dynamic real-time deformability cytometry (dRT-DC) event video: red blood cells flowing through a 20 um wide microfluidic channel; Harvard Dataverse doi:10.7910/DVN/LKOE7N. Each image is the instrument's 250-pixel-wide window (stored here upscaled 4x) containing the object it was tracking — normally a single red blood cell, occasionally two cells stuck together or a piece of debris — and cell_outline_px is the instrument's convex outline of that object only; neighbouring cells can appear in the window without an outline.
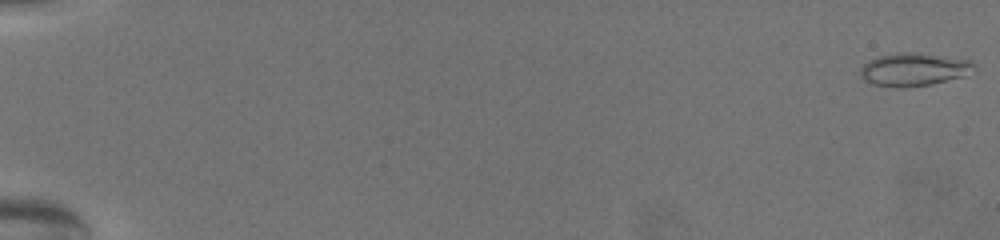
{"species": "common noctule bat (a hibernating species)", "species_latin": "Nyctalus noctula", "temperature_condition": "warm", "stored_images_in_passage": 70, "camera_frame_rate_fps": 3000, "um_per_image_px": 0.085, "animal": {"sex": "female", "body_mass_g": 19.5, "forearm_length_mm": 54.1}, "frame": {"image": 1, "passage_image": 1, "time_ms": 0.0, "image_size_px": [1000, 240], "cell_outline_px": [[976, 72], [964, 76], [932, 84], [904, 88], [900, 88], [872, 84], [864, 80], [860, 76], [860, 68], [868, 60], [880, 56], [900, 52], [916, 52], [972, 60], [976, 64]], "centroid_in_image_um": [77.72, 5.91], "position_along_channel_um": 7.3, "area_um2": 22.25}}
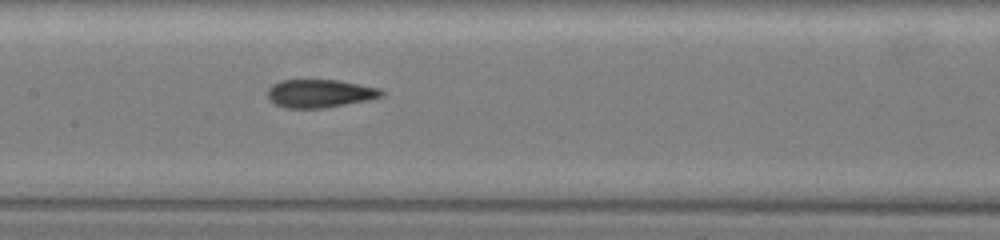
{"frame": {"image": 2, "passage_image": 38, "time_ms": 12.333, "image_size_px": [1000, 240], "cell_outline_px": [[384, 96], [368, 100], [324, 108], [284, 108], [268, 100], [268, 88], [272, 84], [280, 80], [336, 80], [380, 88], [384, 92]], "centroid_in_image_um": [27.17, 7.95], "position_along_channel_um": 180.2, "area_um2": 18.73}}
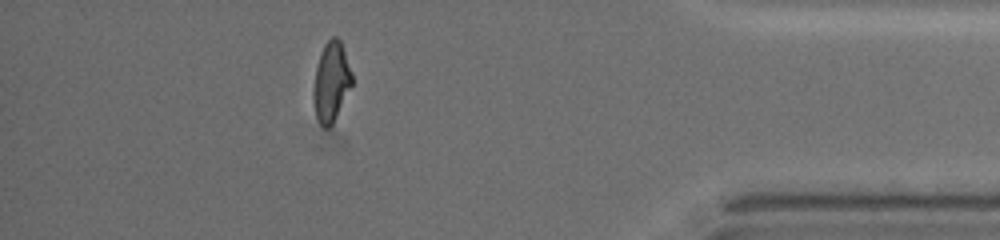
{"frame": {"image": 3, "passage_image": 63, "time_ms": 20.667, "image_size_px": [1000, 240], "cell_outline_px": [[352, 84], [332, 124], [328, 128], [324, 128], [320, 124], [316, 116], [312, 100], [312, 92], [316, 68], [320, 52], [324, 44], [332, 36], [336, 36], [340, 40], [352, 76]], "centroid_in_image_um": [28.11, 6.96], "position_along_channel_um": 407.1, "area_um2": 17.69}, "authors_computed_cell_mechanics": {"area_um2": 18.7272, "velocity_mm_per_s": 3.1411, "shape_relaxation_time_tau1_ms": 10.5357, "shape_relaxation_time_tau2_ms": 1.5877, "deformation_change_tau1": 0.2554, "deformation_change_tau2": 0.0826}}